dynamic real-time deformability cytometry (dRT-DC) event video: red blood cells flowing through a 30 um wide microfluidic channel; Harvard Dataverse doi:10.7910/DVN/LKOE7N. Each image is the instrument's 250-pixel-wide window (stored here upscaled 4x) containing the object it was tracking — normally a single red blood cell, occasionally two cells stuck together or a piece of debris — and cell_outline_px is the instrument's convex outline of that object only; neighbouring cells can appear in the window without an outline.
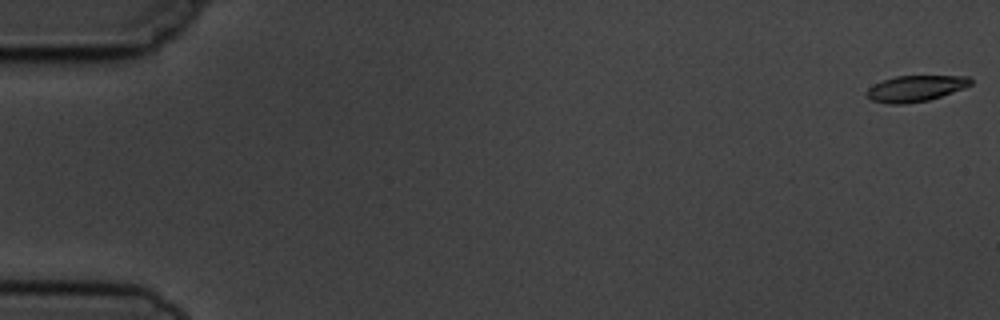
{"species": "common noctule bat (a hibernating species)", "species_latin": "Nyctalus noctula", "temperature_condition": "cold", "stored_images_in_passage": 5, "camera_frame_rate_fps": 3000, "um_per_image_px": 0.085, "animal": {"sex": "male", "body_mass_g": 19.5, "forearm_length_mm": 54.6}, "frame": {"image": 1, "passage_image": 1, "time_ms": 0.0, "image_size_px": [1000, 320], "cell_outline_px": [[972, 84], [964, 88], [928, 100], [904, 104], [888, 104], [872, 100], [864, 92], [868, 88], [884, 80], [896, 76], [968, 76], [972, 80]], "centroid_in_image_um": [77.82, 7.52], "position_along_channel_um": 7.2, "area_um2": 15.61}}
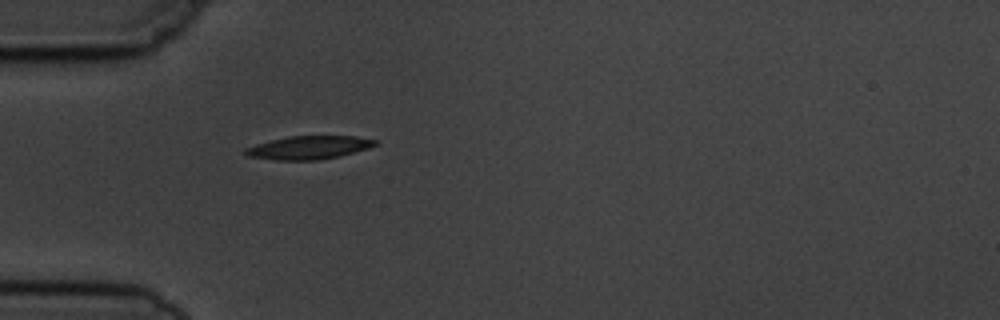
{"frame": {"image": 2, "passage_image": 5, "time_ms": 5.333, "image_size_px": [1000, 320], "cell_outline_px": [[380, 144], [368, 148], [340, 156], [316, 160], [276, 160], [248, 156], [244, 152], [244, 148], [256, 144], [288, 136], [356, 136], [380, 140]], "centroid_in_image_um": [26.3, 12.53], "position_along_channel_um": 58.7, "area_um2": 17.69}}